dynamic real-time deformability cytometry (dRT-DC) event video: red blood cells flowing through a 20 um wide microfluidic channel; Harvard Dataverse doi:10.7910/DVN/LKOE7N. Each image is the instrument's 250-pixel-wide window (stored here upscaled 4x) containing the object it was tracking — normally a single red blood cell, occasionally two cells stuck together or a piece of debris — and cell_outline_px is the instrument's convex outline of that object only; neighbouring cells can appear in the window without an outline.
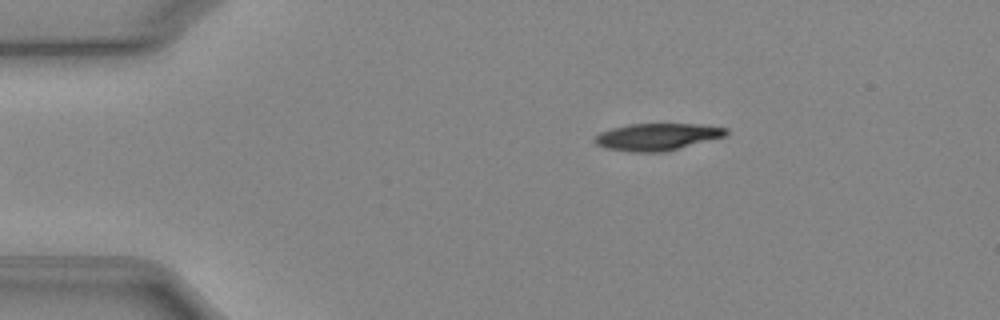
{"species": "Egyptian fruit bat (a non-hibernating species)", "species_latin": "Rousettus aegyptiacus", "temperature_condition": "cold", "stored_images_in_passage": 8, "camera_frame_rate_fps": 3000, "um_per_image_px": 0.085, "animal": {"sex": "female"}, "frame": {"image": 1, "passage_image": 1, "time_ms": 0.0, "image_size_px": [1000, 320], "cell_outline_px": [[728, 136], [664, 152], [632, 152], [604, 148], [596, 144], [592, 140], [600, 132], [612, 128], [628, 124], [700, 124], [728, 128]], "centroid_in_image_um": [55.88, 11.63], "position_along_channel_um": 29.1, "area_um2": 20.92}}
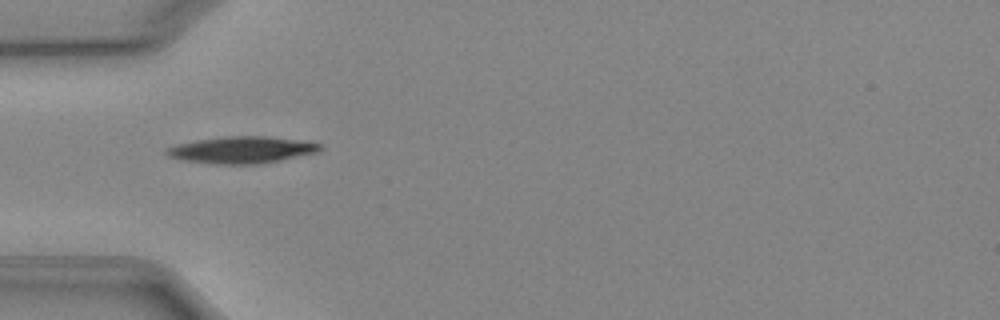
{"frame": {"image": 2, "passage_image": 8, "time_ms": 2.333, "image_size_px": [1000, 320], "cell_outline_px": [[324, 148], [320, 152], [260, 164], [216, 164], [184, 160], [168, 156], [164, 152], [168, 148], [176, 144], [196, 140], [228, 136], [264, 136], [308, 140], [324, 144]], "centroid_in_image_um": [20.66, 12.73], "position_along_channel_um": 64.3, "area_um2": 24.28}}